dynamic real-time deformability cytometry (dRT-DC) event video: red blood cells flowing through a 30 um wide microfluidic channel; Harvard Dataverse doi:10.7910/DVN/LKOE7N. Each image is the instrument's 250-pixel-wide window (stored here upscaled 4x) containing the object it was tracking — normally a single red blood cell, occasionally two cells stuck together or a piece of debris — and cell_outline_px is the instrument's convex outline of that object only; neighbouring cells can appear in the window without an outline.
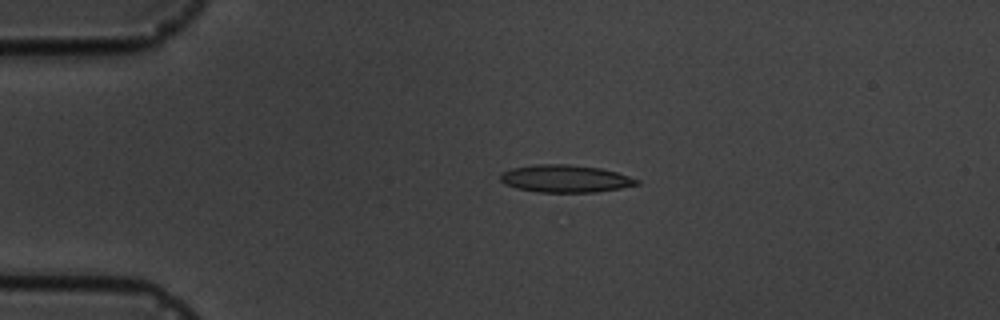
{"species": "common noctule bat (a hibernating species)", "species_latin": "Nyctalus noctula", "temperature_condition": "cold", "stored_images_in_passage": 2, "camera_frame_rate_fps": 3000, "um_per_image_px": 0.085, "animal": {"sex": "male", "body_mass_g": 19.5, "forearm_length_mm": 54.6}, "frame": {"image": 1, "passage_image": 1, "time_ms": 0.0, "image_size_px": [1000, 320], "cell_outline_px": [[640, 184], [620, 188], [596, 192], [536, 192], [516, 188], [504, 184], [500, 180], [500, 176], [504, 172], [512, 168], [536, 164], [568, 164], [600, 168], [616, 172], [640, 180]], "centroid_in_image_um": [48.05, 15.19], "position_along_channel_um": 37.0, "area_um2": 21.79}}